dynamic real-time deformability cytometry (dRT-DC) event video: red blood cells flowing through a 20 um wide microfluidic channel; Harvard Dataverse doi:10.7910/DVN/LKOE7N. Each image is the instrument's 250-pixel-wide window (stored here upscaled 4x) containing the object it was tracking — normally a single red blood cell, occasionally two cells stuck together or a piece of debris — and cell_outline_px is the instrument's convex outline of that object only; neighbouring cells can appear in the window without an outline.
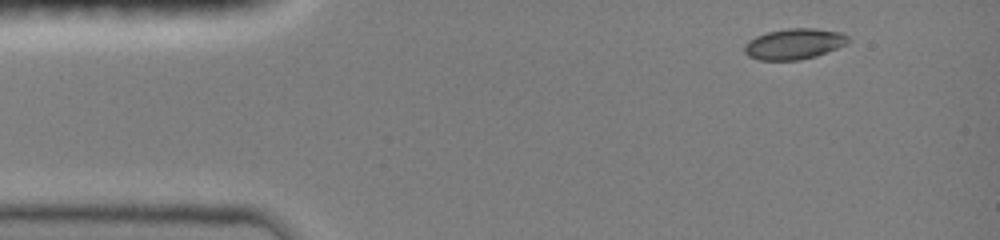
{"species": "common noctule bat (a hibernating species)", "species_latin": "Nyctalus noctula", "temperature_condition": "room temperature", "stored_images_in_passage": 41, "camera_frame_rate_fps": 3000, "um_per_image_px": 0.085, "animal": {"sex": "female", "body_mass_g": 19.0, "forearm_length_mm": 51.5}, "frame": {"image": 1, "passage_image": 1, "time_ms": 0.0, "image_size_px": [1000, 240], "cell_outline_px": [[848, 44], [816, 56], [800, 60], [760, 60], [748, 56], [744, 52], [744, 44], [748, 40], [756, 36], [768, 32], [788, 28], [816, 28], [840, 32], [848, 36]], "centroid_in_image_um": [67.49, 3.73], "position_along_channel_um": 17.5, "area_um2": 18.67}}
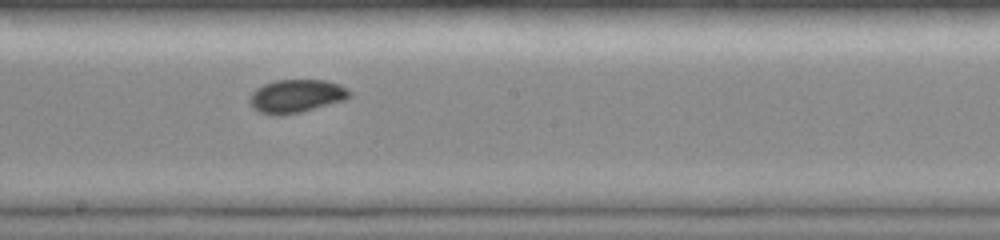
{"frame": {"image": 2, "passage_image": 22, "time_ms": 7.0, "image_size_px": [1000, 240], "cell_outline_px": [[352, 96], [348, 100], [300, 112], [280, 116], [276, 116], [260, 112], [252, 108], [248, 104], [248, 100], [252, 92], [256, 88], [264, 84], [276, 80], [324, 80], [340, 84], [352, 92]], "centroid_in_image_um": [25.2, 8.18], "position_along_channel_um": 223.0, "area_um2": 19.71}}
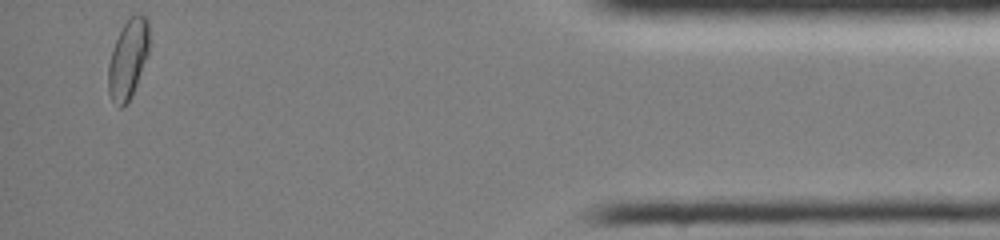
{"frame": {"image": 3, "passage_image": 41, "time_ms": 13.333, "image_size_px": [1000, 240], "cell_outline_px": [[148, 56], [132, 96], [120, 108], [112, 100], [108, 92], [108, 64], [112, 48], [124, 24], [132, 16], [148, 16]], "centroid_in_image_um": [10.88, 5.05], "position_along_channel_um": 424.3, "area_um2": 18.67}, "authors_computed_cell_mechanics": {"area_um2": 18.6694, "velocity_mm_per_s": 4.0496, "shape_relaxation_time_tau1_ms": 4.3426, "shape_relaxation_time_tau2_ms": null, "deformation_change_tau1": 0.0964, "deformation_change_tau2": null}}